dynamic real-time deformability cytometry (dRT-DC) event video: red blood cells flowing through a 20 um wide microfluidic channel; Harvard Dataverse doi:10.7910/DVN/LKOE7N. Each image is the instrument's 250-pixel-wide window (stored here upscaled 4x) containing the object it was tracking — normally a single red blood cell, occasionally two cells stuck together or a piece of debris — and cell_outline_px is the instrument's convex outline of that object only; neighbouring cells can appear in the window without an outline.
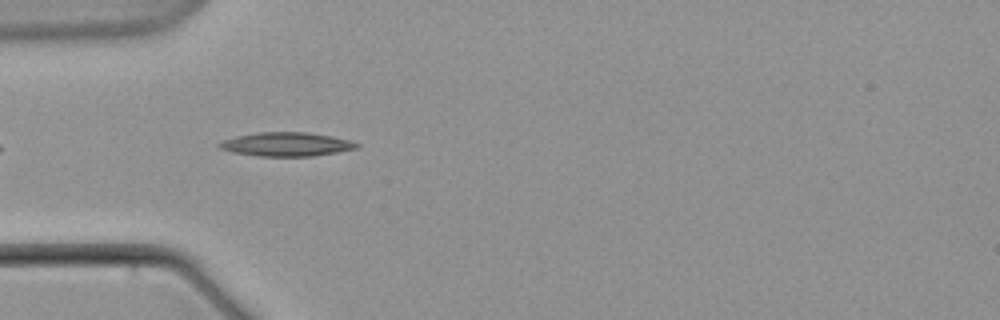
{"species": "common noctule bat (a hibernating species)", "species_latin": "Nyctalus noctula", "temperature_condition": "warm", "stored_images_in_passage": 5, "camera_frame_rate_fps": 3000, "um_per_image_px": 0.085, "animal": {"sex": "male", "body_mass_g": 21.5, "forearm_length_mm": 52.0}, "frame": {"image": 1, "passage_image": 2, "time_ms": 1.333, "image_size_px": [1000, 320], "cell_outline_px": [[360, 144], [356, 148], [336, 152], [312, 156], [256, 156], [232, 152], [220, 148], [216, 144], [224, 140], [236, 136], [256, 132], [308, 132], [332, 136], [348, 140]], "centroid_in_image_um": [24.3, 12.26], "position_along_channel_um": 60.7, "area_um2": 19.02}}
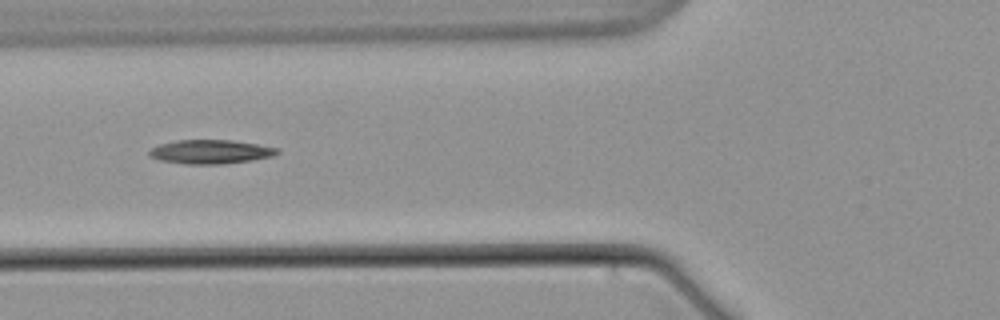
{"frame": {"image": 2, "passage_image": 3, "time_ms": 3.0, "image_size_px": [1000, 320], "cell_outline_px": [[280, 152], [272, 156], [252, 160], [224, 164], [184, 164], [160, 160], [148, 156], [148, 152], [152, 148], [160, 144], [176, 140], [232, 140], [280, 148]], "centroid_in_image_um": [17.9, 12.9], "position_along_channel_um": 107.9, "area_um2": 17.92}}
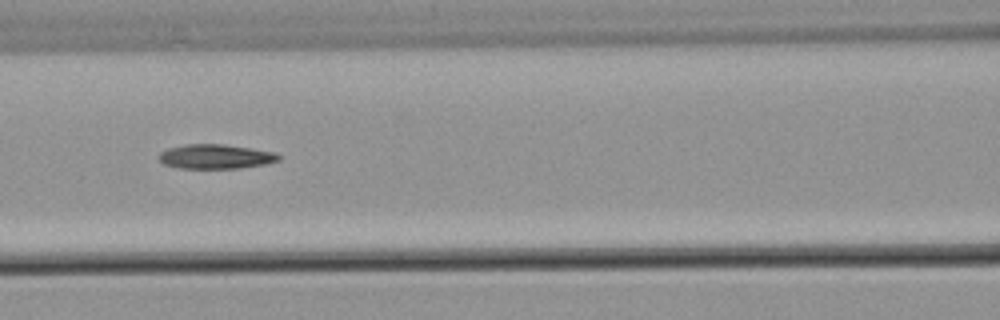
{"frame": {"image": 3, "passage_image": 4, "time_ms": 4.333, "image_size_px": [1000, 320], "cell_outline_px": [[280, 160], [264, 164], [240, 168], [180, 168], [164, 164], [160, 160], [160, 152], [168, 148], [184, 144], [224, 144], [276, 152], [280, 156]], "centroid_in_image_um": [18.34, 13.3], "position_along_channel_um": 148.3, "area_um2": 16.99}}